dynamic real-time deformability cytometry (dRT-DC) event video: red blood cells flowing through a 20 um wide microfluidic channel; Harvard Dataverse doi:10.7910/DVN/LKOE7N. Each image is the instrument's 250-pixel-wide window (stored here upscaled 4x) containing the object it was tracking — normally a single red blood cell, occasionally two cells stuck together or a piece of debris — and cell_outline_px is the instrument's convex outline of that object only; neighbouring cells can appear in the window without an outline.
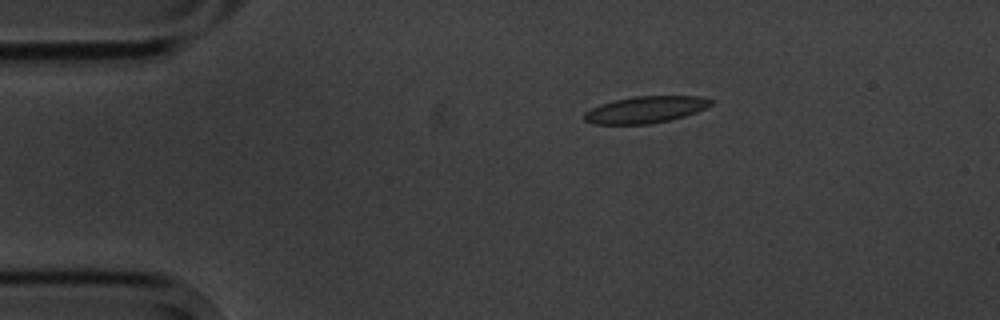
{"species": "common noctule bat (a hibernating species)", "species_latin": "Nyctalus noctula", "temperature_condition": "cold", "stored_images_in_passage": 8, "camera_frame_rate_fps": 3000, "um_per_image_px": 0.085, "animal": {"sex": "male", "body_mass_g": 20.1, "forearm_length_mm": 53.5}, "frame": {"image": 1, "passage_image": 1, "time_ms": 0.0, "image_size_px": [1000, 320], "cell_outline_px": [[716, 100], [712, 104], [696, 112], [684, 116], [668, 120], [648, 124], [596, 124], [584, 120], [584, 112], [600, 104], [616, 100], [636, 96], [700, 96]], "centroid_in_image_um": [54.89, 9.31], "position_along_channel_um": 30.1, "area_um2": 19.59}}
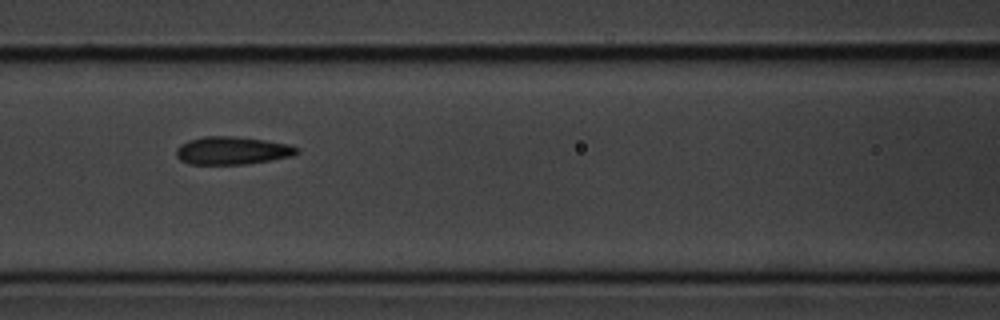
{"frame": {"image": 2, "passage_image": 5, "time_ms": 4.667, "image_size_px": [1000, 320], "cell_outline_px": [[300, 152], [292, 156], [272, 160], [244, 164], [188, 164], [180, 160], [176, 156], [176, 148], [180, 144], [188, 140], [204, 136], [232, 136], [264, 140], [288, 144], [300, 148]], "centroid_in_image_um": [19.73, 12.8], "position_along_channel_um": 146.9, "area_um2": 19.71}}
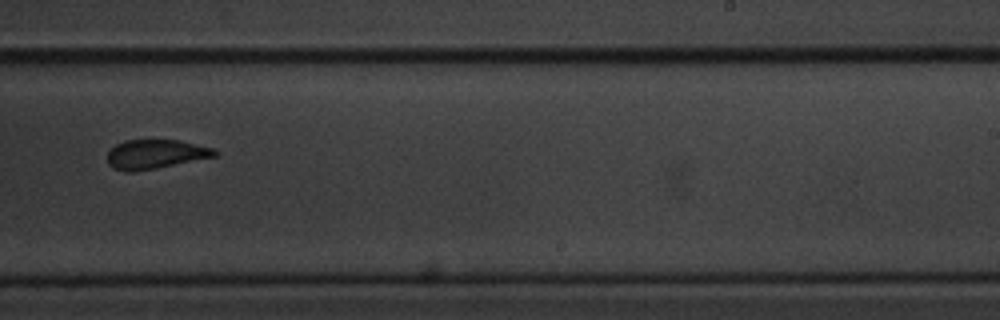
{"frame": {"image": 3, "passage_image": 8, "time_ms": 8.333, "image_size_px": [1000, 320], "cell_outline_px": [[216, 156], [156, 168], [132, 172], [128, 172], [112, 168], [108, 164], [108, 152], [116, 144], [124, 140], [180, 140], [212, 148], [216, 152]], "centroid_in_image_um": [13.16, 13.1], "position_along_channel_um": 275.8, "area_um2": 18.09}}